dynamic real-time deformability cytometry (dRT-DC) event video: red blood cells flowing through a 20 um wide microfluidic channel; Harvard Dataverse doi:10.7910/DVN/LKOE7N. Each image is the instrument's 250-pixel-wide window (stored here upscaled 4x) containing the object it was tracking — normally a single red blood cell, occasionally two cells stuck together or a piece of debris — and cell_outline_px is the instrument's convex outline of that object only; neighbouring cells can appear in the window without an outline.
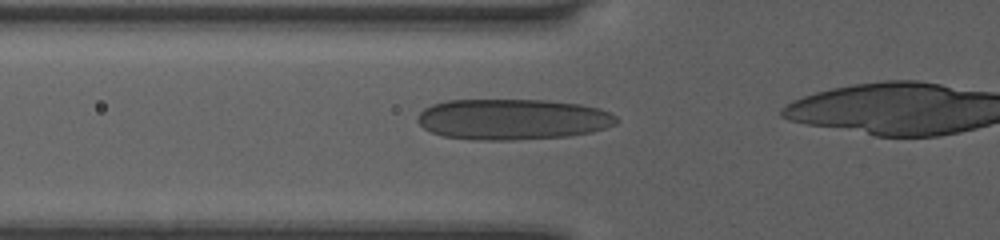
{"species": "human", "species_latin": "Homo sapiens", "temperature_condition": "room temperature", "stored_images_in_passage": 32, "camera_frame_rate_fps": 3000, "um_per_image_px": 0.085, "donor": {"sex": "female"}, "frame": {"image": 1, "passage_image": 6, "time_ms": 1.667, "image_size_px": [1000, 240], "cell_outline_px": [[620, 120], [616, 124], [592, 132], [568, 136], [512, 140], [476, 140], [444, 136], [432, 132], [424, 128], [416, 120], [416, 116], [424, 108], [432, 104], [448, 100], [548, 100], [580, 104], [600, 108], [616, 116]], "centroid_in_image_um": [43.57, 10.14], "position_along_channel_um": 82.2, "area_um2": 47.51}}
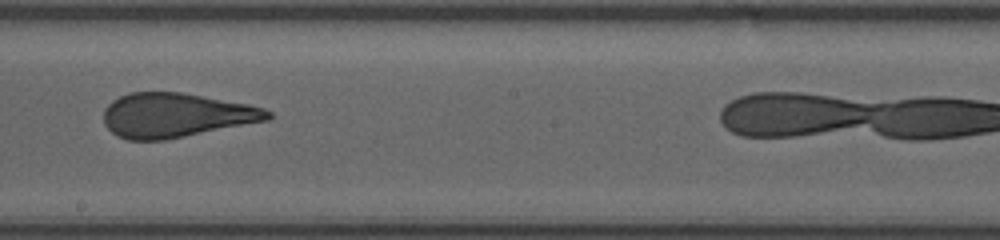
{"frame": {"image": 2, "passage_image": 17, "time_ms": 5.333, "image_size_px": [1000, 240], "cell_outline_px": [[272, 116], [268, 120], [164, 140], [128, 140], [116, 136], [104, 124], [104, 108], [112, 100], [128, 92], [180, 92], [248, 104], [264, 108], [272, 112]], "centroid_in_image_um": [14.92, 9.79], "position_along_channel_um": 233.3, "area_um2": 42.31}}
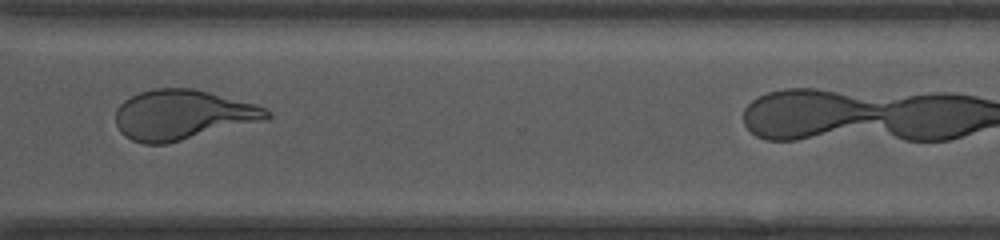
{"frame": {"image": 3, "passage_image": 26, "time_ms": 8.333, "image_size_px": [1000, 240], "cell_outline_px": [[272, 116], [268, 120], [164, 144], [144, 144], [132, 140], [124, 136], [120, 132], [116, 124], [116, 108], [124, 100], [140, 92], [156, 88], [192, 88], [208, 92], [252, 104], [264, 108], [272, 112]], "centroid_in_image_um": [15.5, 9.77], "position_along_channel_um": 355.1, "area_um2": 43.75}, "authors_computed_cell_mechanics": {"area_um2": 43.928, "velocity_mm_per_s": 4.0787, "shape_relaxation_time_tau1_ms": 9.8835, "shape_relaxation_time_tau2_ms": 0.7661, "deformation_change_tau1": 0.2785, "deformation_change_tau2": 0.093}}